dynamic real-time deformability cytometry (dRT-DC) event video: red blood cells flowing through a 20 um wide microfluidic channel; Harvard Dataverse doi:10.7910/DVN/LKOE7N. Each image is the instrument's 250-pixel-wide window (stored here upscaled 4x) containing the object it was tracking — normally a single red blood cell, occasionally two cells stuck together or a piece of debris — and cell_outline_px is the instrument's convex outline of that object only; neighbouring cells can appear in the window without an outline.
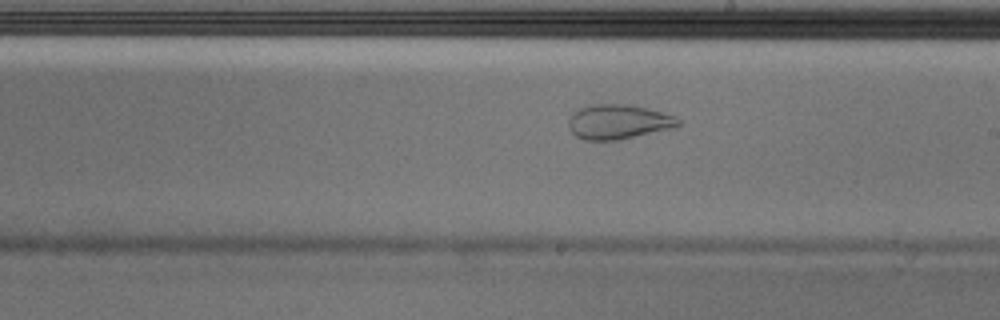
{"species": "Egyptian fruit bat (a non-hibernating species)", "species_latin": "Rousettus aegyptiacus", "temperature_condition": "cold", "stored_images_in_passage": 42, "camera_frame_rate_fps": 3000, "um_per_image_px": 0.085, "animal": {"sex": "male"}, "frame": {"image": 1, "passage_image": 19, "time_ms": 6.0, "image_size_px": [1000, 320], "cell_outline_px": [[680, 124], [672, 128], [616, 140], [584, 140], [576, 136], [568, 128], [568, 120], [580, 108], [592, 104], [628, 104], [648, 108], [676, 116], [680, 120]], "centroid_in_image_um": [52.56, 10.35], "position_along_channel_um": 236.4, "area_um2": 21.96}}
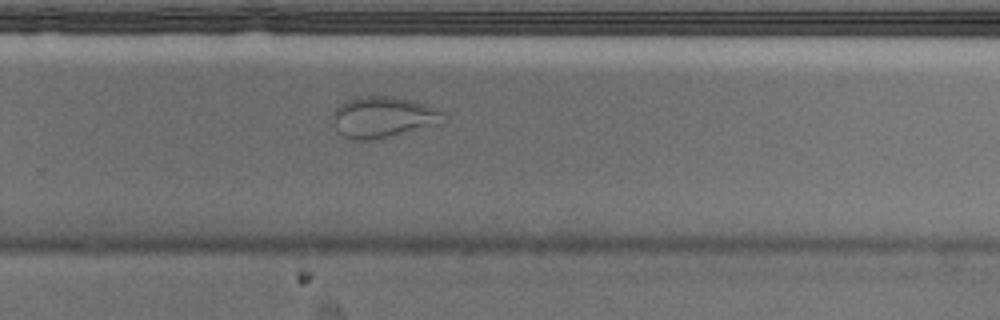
{"frame": {"image": 2, "passage_image": 24, "time_ms": 7.667, "image_size_px": [1000, 320], "cell_outline_px": [[448, 120], [440, 124], [372, 140], [352, 140], [344, 136], [336, 128], [328, 116], [340, 104], [356, 96], [392, 96], [424, 104], [436, 108], [444, 112]], "centroid_in_image_um": [32.54, 9.95], "position_along_channel_um": 297.3, "area_um2": 26.7}, "authors_computed_cell_mechanics": {"area_um2": 28.5821, "velocity_mm_per_s": 3.6784, "shape_relaxation_time_tau1_ms": null, "shape_relaxation_time_tau2_ms": 1.0946, "deformation_change_tau1": null, "deformation_change_tau2": 0.0631}}